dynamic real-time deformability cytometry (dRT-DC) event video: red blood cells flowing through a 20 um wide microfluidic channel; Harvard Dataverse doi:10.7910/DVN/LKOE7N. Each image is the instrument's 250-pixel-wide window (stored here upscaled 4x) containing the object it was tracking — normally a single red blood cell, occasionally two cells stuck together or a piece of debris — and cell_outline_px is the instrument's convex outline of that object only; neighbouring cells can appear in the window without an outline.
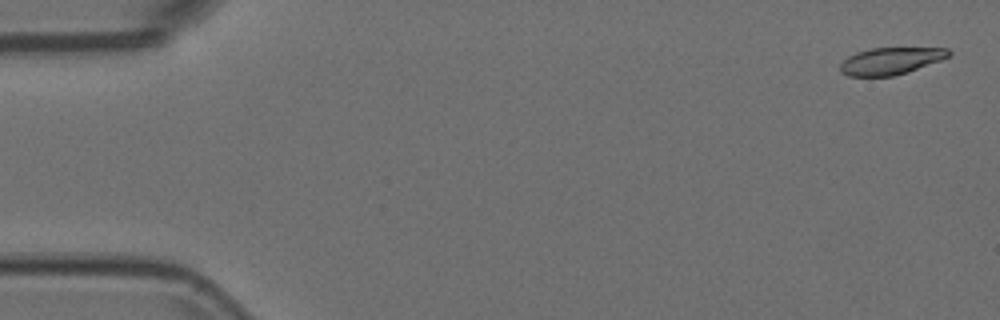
{"species": "Egyptian fruit bat (a non-hibernating species)", "species_latin": "Rousettus aegyptiacus", "temperature_condition": "room temperature", "stored_images_in_passage": 55, "camera_frame_rate_fps": 3000, "um_per_image_px": 0.085, "animal": {"sex": "female"}, "frame": {"image": 1, "passage_image": 2, "time_ms": 0.333, "image_size_px": [1000, 320], "cell_outline_px": [[952, 52], [948, 56], [940, 60], [908, 72], [892, 76], [848, 76], [840, 72], [840, 64], [848, 56], [856, 52], [872, 48], [948, 48]], "centroid_in_image_um": [75.68, 5.18], "position_along_channel_um": 9.3, "area_um2": 16.99}}
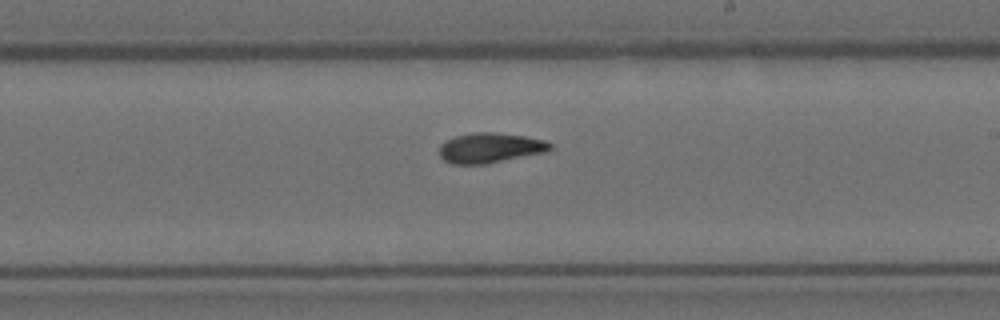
{"frame": {"image": 2, "passage_image": 32, "time_ms": 10.333, "image_size_px": [1000, 320], "cell_outline_px": [[552, 148], [548, 152], [484, 164], [452, 164], [444, 160], [440, 156], [440, 144], [444, 140], [456, 136], [472, 132], [492, 132], [524, 136], [544, 140], [552, 144]], "centroid_in_image_um": [41.65, 12.57], "position_along_channel_um": 247.3, "area_um2": 19.48}}
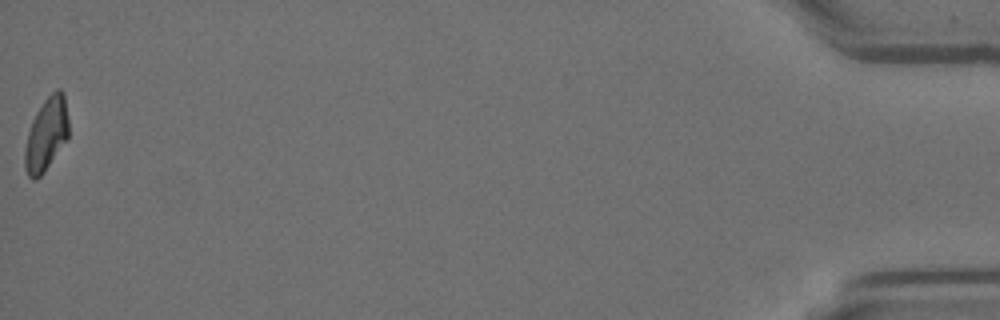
{"frame": {"image": 3, "passage_image": 55, "time_ms": 18.0, "image_size_px": [1000, 320], "cell_outline_px": [[68, 136], [44, 172], [36, 180], [32, 180], [28, 176], [24, 168], [24, 148], [28, 132], [32, 120], [36, 112], [44, 100], [56, 88], [60, 88], [64, 92], [68, 120]], "centroid_in_image_um": [3.91, 11.41], "position_along_channel_um": 431.3, "area_um2": 18.67}}